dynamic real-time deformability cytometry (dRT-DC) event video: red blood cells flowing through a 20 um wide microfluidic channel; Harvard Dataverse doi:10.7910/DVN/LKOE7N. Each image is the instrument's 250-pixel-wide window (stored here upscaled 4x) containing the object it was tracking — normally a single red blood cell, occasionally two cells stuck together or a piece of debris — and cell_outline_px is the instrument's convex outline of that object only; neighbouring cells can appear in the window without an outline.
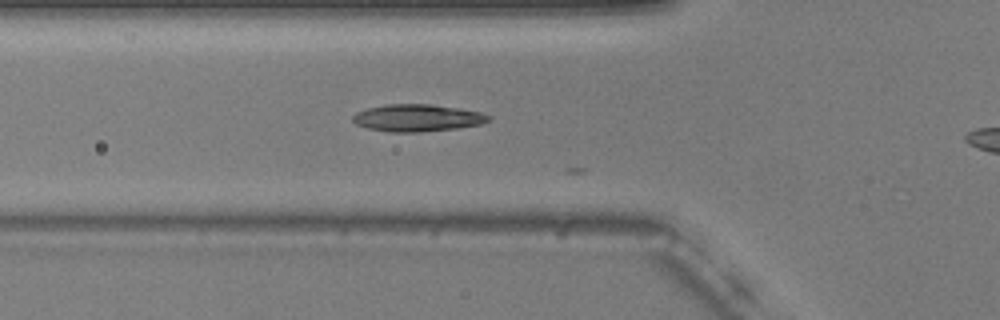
{"species": "common noctule bat (a hibernating species)", "species_latin": "Nyctalus noctula", "temperature_condition": "warm", "stored_images_in_passage": 40, "camera_frame_rate_fps": 3000, "um_per_image_px": 0.085, "animal": {"sex": "male", "body_mass_g": 20.5, "forearm_length_mm": 52.5}, "frame": {"image": 1, "passage_image": 12, "time_ms": 3.667, "image_size_px": [1000, 320], "cell_outline_px": [[492, 120], [480, 124], [456, 128], [420, 132], [392, 132], [368, 128], [356, 124], [352, 120], [352, 116], [356, 112], [368, 108], [388, 104], [432, 104], [480, 112], [488, 116]], "centroid_in_image_um": [35.45, 10.02], "position_along_channel_um": 90.4, "area_um2": 21.27}}
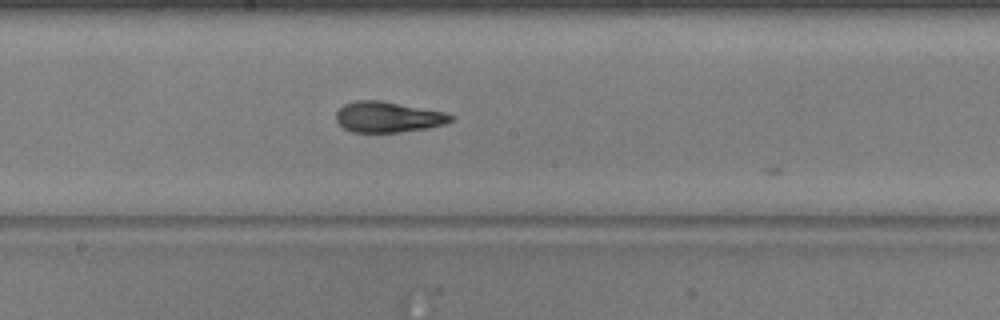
{"frame": {"image": 2, "passage_image": 22, "time_ms": 7.0, "image_size_px": [1000, 320], "cell_outline_px": [[452, 120], [444, 124], [428, 128], [400, 132], [352, 132], [344, 128], [336, 120], [336, 112], [344, 104], [356, 100], [380, 100], [444, 112], [452, 116]], "centroid_in_image_um": [32.94, 9.94], "position_along_channel_um": 215.3, "area_um2": 20.35}}
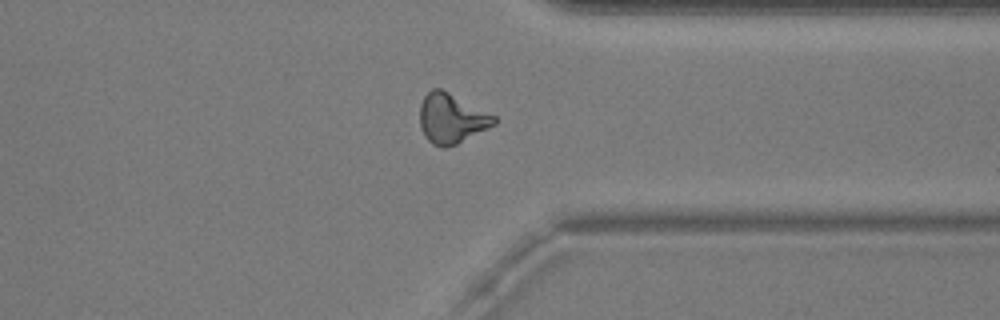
{"frame": {"image": 3, "passage_image": 35, "time_ms": 11.333, "image_size_px": [1000, 320], "cell_outline_px": [[496, 124], [456, 144], [444, 148], [440, 148], [432, 144], [424, 136], [420, 128], [420, 104], [424, 96], [432, 88], [440, 88], [496, 116]], "centroid_in_image_um": [38.35, 10.08], "position_along_channel_um": 373.1, "area_um2": 21.44}, "authors_computed_cell_mechanics": {"area_um2": 20.23, "velocity_mm_per_s": 3.7069, "shape_relaxation_time_tau1_ms": null, "shape_relaxation_time_tau2_ms": 1.9102, "deformation_change_tau1": null, "deformation_change_tau2": 0.0865}}